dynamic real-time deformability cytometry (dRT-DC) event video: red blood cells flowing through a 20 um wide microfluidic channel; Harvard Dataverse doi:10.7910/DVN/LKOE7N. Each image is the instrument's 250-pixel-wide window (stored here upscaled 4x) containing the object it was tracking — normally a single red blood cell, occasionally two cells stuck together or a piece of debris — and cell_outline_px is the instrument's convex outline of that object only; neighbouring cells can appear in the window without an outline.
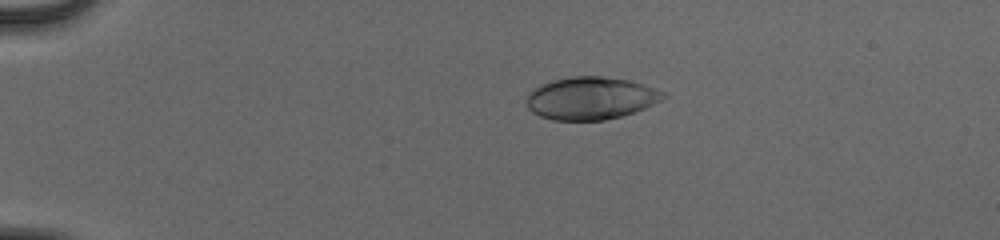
{"species": "human", "species_latin": "Homo sapiens", "temperature_condition": "cold", "stored_images_in_passage": 42, "camera_frame_rate_fps": 3000, "um_per_image_px": 0.085, "donor": {"sex": "male"}, "frame": {"image": 1, "passage_image": 1, "time_ms": 0.0, "image_size_px": [1000, 240], "cell_outline_px": [[668, 96], [644, 108], [620, 116], [604, 120], [552, 120], [540, 116], [532, 112], [528, 108], [528, 92], [552, 80], [572, 76], [604, 76], [628, 80], [644, 84], [664, 92]], "centroid_in_image_um": [50.22, 8.34], "position_along_channel_um": 34.8, "area_um2": 33.64}}
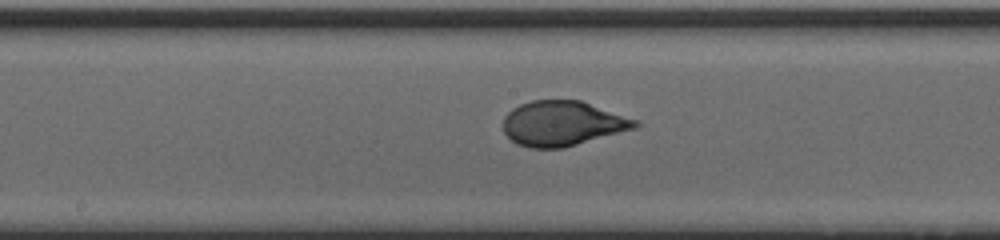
{"frame": {"image": 2, "passage_image": 19, "time_ms": 6.0, "image_size_px": [1000, 240], "cell_outline_px": [[640, 124], [636, 128], [564, 148], [532, 148], [516, 144], [504, 132], [504, 116], [512, 108], [520, 104], [532, 100], [580, 100], [640, 120]], "centroid_in_image_um": [47.84, 10.49], "position_along_channel_um": 200.4, "area_um2": 34.68}}
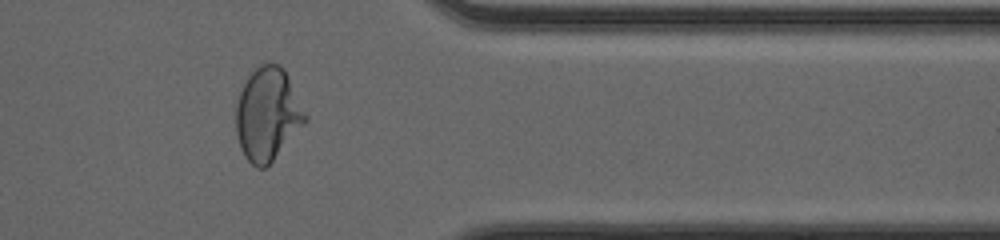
{"frame": {"image": 3, "passage_image": 34, "time_ms": 11.0, "image_size_px": [1000, 240], "cell_outline_px": [[308, 120], [272, 160], [264, 168], [256, 168], [244, 156], [240, 148], [236, 132], [236, 104], [240, 92], [248, 76], [260, 64], [280, 64], [284, 68], [308, 116]], "centroid_in_image_um": [22.74, 9.7], "position_along_channel_um": 388.7, "area_um2": 37.22}, "authors_computed_cell_mechanics": {"area_um2": 34.6511, "velocity_mm_per_s": 3.9289, "shape_relaxation_time_tau1_ms": 4.6038, "shape_relaxation_time_tau2_ms": null, "deformation_change_tau1": 0.2038, "deformation_change_tau2": null}}